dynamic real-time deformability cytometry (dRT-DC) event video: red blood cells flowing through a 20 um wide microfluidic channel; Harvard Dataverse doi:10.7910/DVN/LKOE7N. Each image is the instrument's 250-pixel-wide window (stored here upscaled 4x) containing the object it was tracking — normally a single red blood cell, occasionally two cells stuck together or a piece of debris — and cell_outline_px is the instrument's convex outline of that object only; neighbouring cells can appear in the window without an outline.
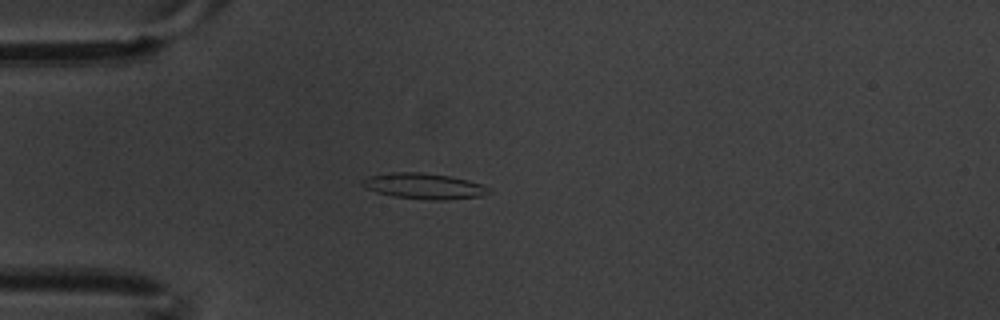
{"species": "common noctule bat (a hibernating species)", "species_latin": "Nyctalus noctula", "temperature_condition": "warm", "stored_images_in_passage": 4, "camera_frame_rate_fps": 3000, "um_per_image_px": 0.085, "animal": {"sex": "male", "body_mass_g": 20.1, "forearm_length_mm": 53.5}, "frame": {"image": 1, "passage_image": 4, "time_ms": 1.0, "image_size_px": [1000, 320], "cell_outline_px": [[492, 192], [480, 196], [444, 200], [428, 200], [392, 196], [376, 192], [360, 184], [360, 180], [368, 176], [392, 172], [420, 172], [452, 176], [468, 180], [492, 188]], "centroid_in_image_um": [36.04, 15.81], "position_along_channel_um": 49.0, "area_um2": 19.13}}